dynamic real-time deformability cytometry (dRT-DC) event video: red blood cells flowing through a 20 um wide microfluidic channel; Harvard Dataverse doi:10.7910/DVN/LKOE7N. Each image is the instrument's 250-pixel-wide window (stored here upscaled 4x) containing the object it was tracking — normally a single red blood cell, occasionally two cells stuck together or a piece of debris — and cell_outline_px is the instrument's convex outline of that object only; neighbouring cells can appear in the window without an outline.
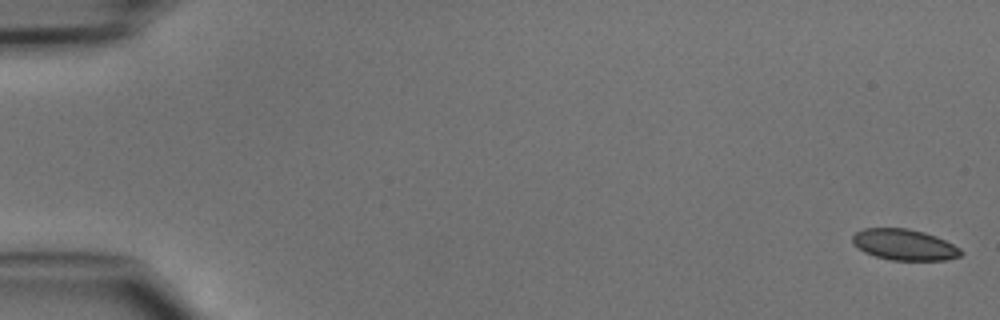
{"species": "common noctule bat (a hibernating species)", "species_latin": "Nyctalus noctula", "temperature_condition": "cold", "stored_images_in_passage": 48, "camera_frame_rate_fps": 3000, "um_per_image_px": 0.085, "animal": {"sex": "male", "body_mass_g": 15.6}, "frame": {"image": 1, "passage_image": 1, "time_ms": 0.0, "image_size_px": [1000, 320], "cell_outline_px": [[964, 252], [960, 256], [944, 260], [892, 260], [876, 256], [864, 252], [852, 240], [852, 236], [856, 232], [864, 228], [908, 228], [924, 232], [936, 236], [960, 248]], "centroid_in_image_um": [76.89, 20.79], "position_along_channel_um": 8.1, "area_um2": 19.42}}
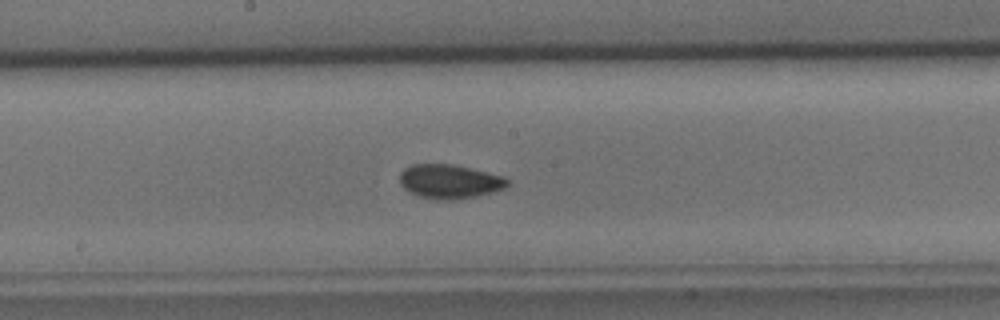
{"frame": {"image": 2, "passage_image": 26, "time_ms": 8.333, "image_size_px": [1000, 320], "cell_outline_px": [[508, 184], [504, 188], [492, 192], [476, 196], [452, 200], [436, 200], [420, 196], [404, 188], [400, 184], [400, 172], [404, 168], [412, 164], [456, 164], [504, 176], [508, 180]], "centroid_in_image_um": [38.21, 15.41], "position_along_channel_um": 210.0, "area_um2": 21.44}}
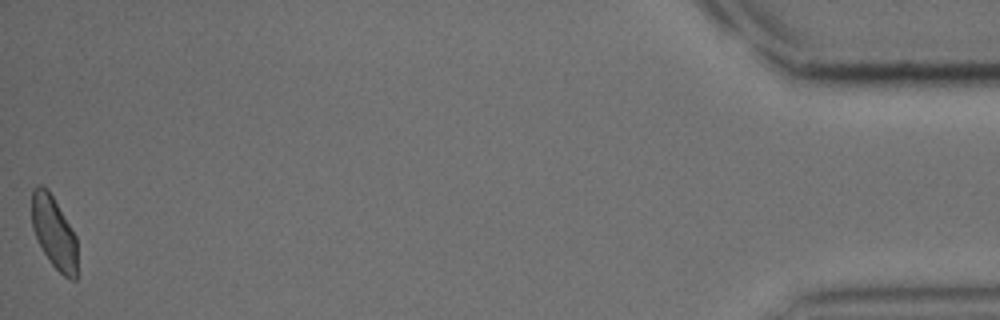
{"frame": {"image": 3, "passage_image": 48, "time_ms": 15.667, "image_size_px": [1000, 320], "cell_outline_px": [[76, 280], [72, 280], [64, 276], [48, 260], [32, 228], [32, 188], [36, 184], [40, 184], [48, 188], [76, 236]], "centroid_in_image_um": [4.57, 19.72], "position_along_channel_um": 430.6, "area_um2": 19.02}}